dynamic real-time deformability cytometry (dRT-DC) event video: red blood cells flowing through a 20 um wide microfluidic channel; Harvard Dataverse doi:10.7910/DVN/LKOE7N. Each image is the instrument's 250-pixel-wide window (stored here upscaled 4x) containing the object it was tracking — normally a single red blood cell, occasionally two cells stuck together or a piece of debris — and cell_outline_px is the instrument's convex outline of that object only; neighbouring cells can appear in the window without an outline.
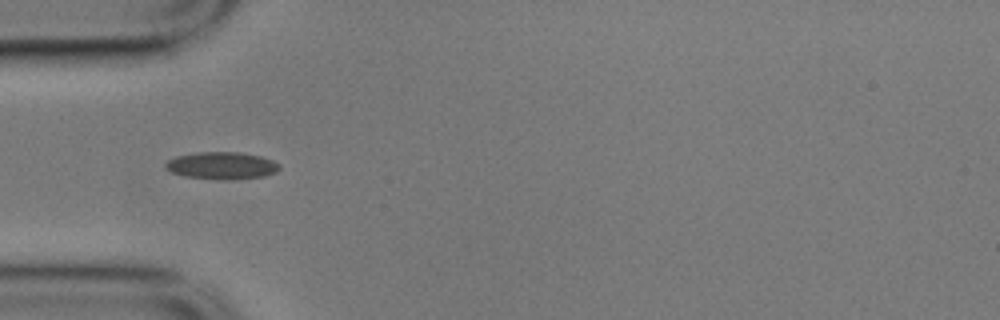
{"species": "common noctule bat (a hibernating species)", "species_latin": "Nyctalus noctula", "temperature_condition": "cold", "stored_images_in_passage": 40, "camera_frame_rate_fps": 3000, "um_per_image_px": 0.085, "animal": {"sex": "male", "body_mass_g": 17.9}, "frame": {"image": 1, "passage_image": 1, "time_ms": 0.0, "image_size_px": [1000, 320], "cell_outline_px": [[280, 168], [276, 172], [264, 176], [228, 180], [184, 176], [172, 172], [164, 168], [164, 164], [168, 160], [176, 156], [196, 152], [240, 152], [260, 156], [272, 160], [280, 164]], "centroid_in_image_um": [18.84, 14.07], "position_along_channel_um": 66.2, "area_um2": 18.09}}
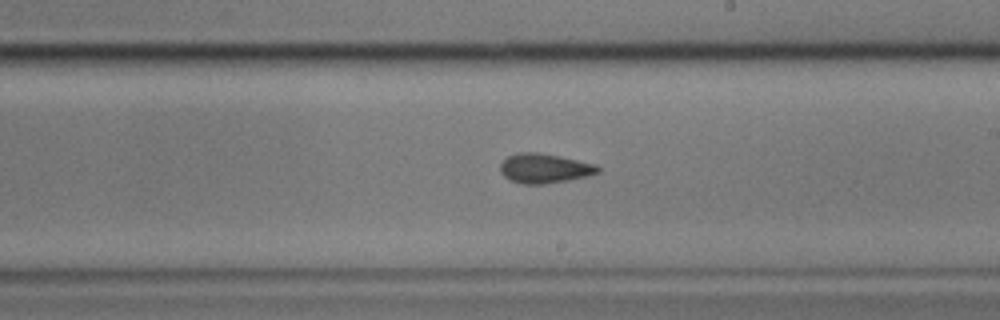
{"frame": {"image": 2, "passage_image": 16, "time_ms": 5.0, "image_size_px": [1000, 320], "cell_outline_px": [[600, 172], [588, 176], [568, 180], [544, 184], [524, 184], [508, 180], [500, 172], [500, 164], [508, 156], [516, 152], [536, 152], [560, 156], [596, 164], [600, 168]], "centroid_in_image_um": [46.27, 14.31], "position_along_channel_um": 242.7, "area_um2": 16.94}}
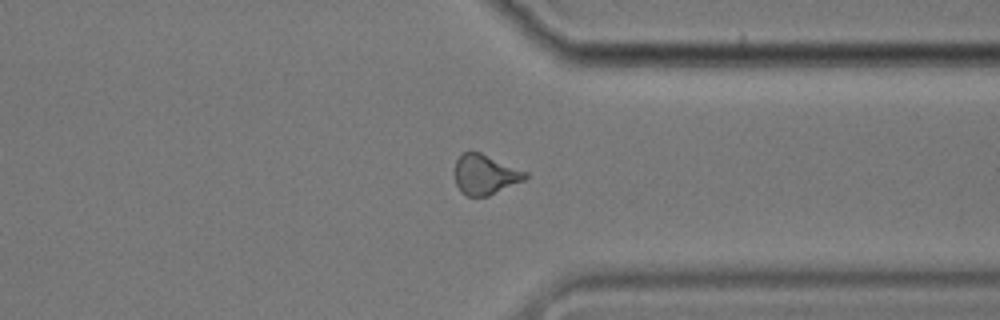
{"frame": {"image": 3, "passage_image": 27, "time_ms": 8.667, "image_size_px": [1000, 320], "cell_outline_px": [[528, 176], [524, 180], [488, 196], [468, 196], [460, 192], [456, 184], [456, 160], [464, 152], [480, 152], [528, 172]], "centroid_in_image_um": [41.25, 14.84], "position_along_channel_um": 370.2, "area_um2": 16.24}, "authors_computed_cell_mechanics": {"area_um2": 16.8487, "velocity_mm_per_s": 3.5282, "shape_relaxation_time_tau1_ms": 2.9213, "shape_relaxation_time_tau2_ms": 4.1686, "deformation_change_tau1": 0.1011, "deformation_change_tau2": 0.0951}}